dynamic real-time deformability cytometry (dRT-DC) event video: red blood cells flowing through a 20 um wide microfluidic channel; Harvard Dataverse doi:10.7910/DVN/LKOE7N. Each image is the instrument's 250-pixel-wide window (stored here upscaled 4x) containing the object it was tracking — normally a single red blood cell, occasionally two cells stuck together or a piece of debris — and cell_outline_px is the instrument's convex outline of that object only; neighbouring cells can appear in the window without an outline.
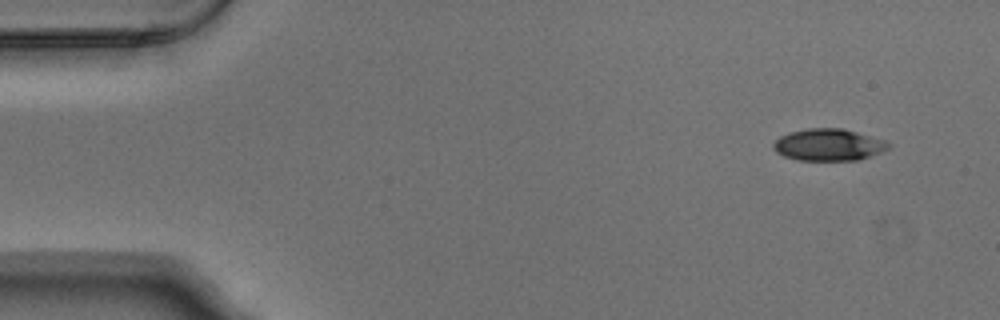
{"species": "Egyptian fruit bat (a non-hibernating species)", "species_latin": "Rousettus aegyptiacus", "temperature_condition": "warm", "stored_images_in_passage": 4, "camera_frame_rate_fps": 3000, "um_per_image_px": 0.085, "animal": {"sex": "male"}, "frame": {"image": 1, "passage_image": 1, "time_ms": 0.0, "image_size_px": [1000, 320], "cell_outline_px": [[892, 144], [884, 152], [860, 160], [796, 160], [784, 156], [776, 152], [772, 148], [772, 144], [780, 136], [788, 132], [808, 128], [840, 128], [856, 132], [884, 140]], "centroid_in_image_um": [70.42, 12.31], "position_along_channel_um": 14.6, "area_um2": 21.56}}
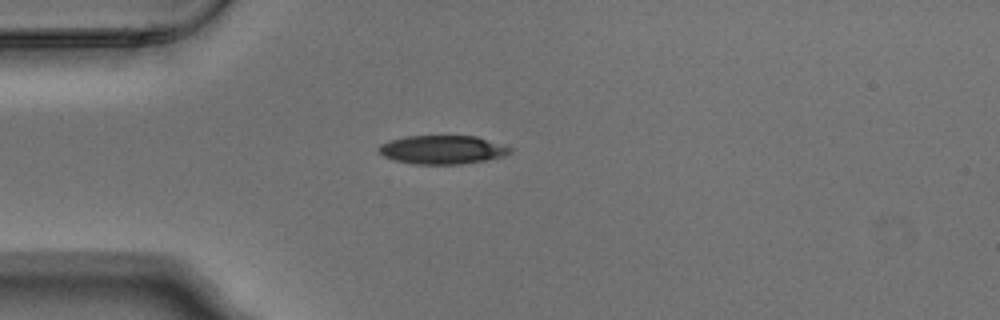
{"frame": {"image": 2, "passage_image": 4, "time_ms": 1.0, "image_size_px": [1000, 320], "cell_outline_px": [[512, 152], [504, 156], [484, 160], [460, 164], [416, 164], [396, 160], [384, 156], [380, 152], [380, 144], [404, 136], [476, 136], [512, 148]], "centroid_in_image_um": [37.62, 12.72], "position_along_channel_um": 47.4, "area_um2": 21.56}}